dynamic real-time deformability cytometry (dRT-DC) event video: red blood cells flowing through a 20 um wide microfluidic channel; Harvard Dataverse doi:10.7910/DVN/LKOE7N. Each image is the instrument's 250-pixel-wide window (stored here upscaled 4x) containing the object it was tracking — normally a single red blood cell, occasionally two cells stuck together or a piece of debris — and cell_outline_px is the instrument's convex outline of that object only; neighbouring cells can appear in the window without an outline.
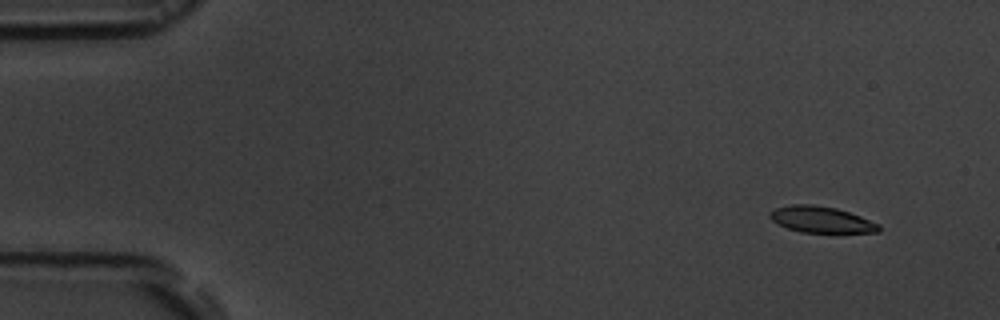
{"species": "common noctule bat (a hibernating species)", "species_latin": "Nyctalus noctula", "temperature_condition": "room temperature", "stored_images_in_passage": 52, "camera_frame_rate_fps": 3000, "um_per_image_px": 0.085, "animal": {"sex": "male", "body_mass_g": 19.5, "forearm_length_mm": 54.6}, "frame": {"image": 1, "passage_image": 1, "time_ms": 0.0, "image_size_px": [1000, 320], "cell_outline_px": [[880, 232], [800, 232], [788, 228], [772, 220], [768, 216], [768, 212], [776, 208], [792, 204], [812, 204], [836, 208], [860, 216], [880, 224]], "centroid_in_image_um": [69.79, 18.65], "position_along_channel_um": 15.2, "area_um2": 16.53}}
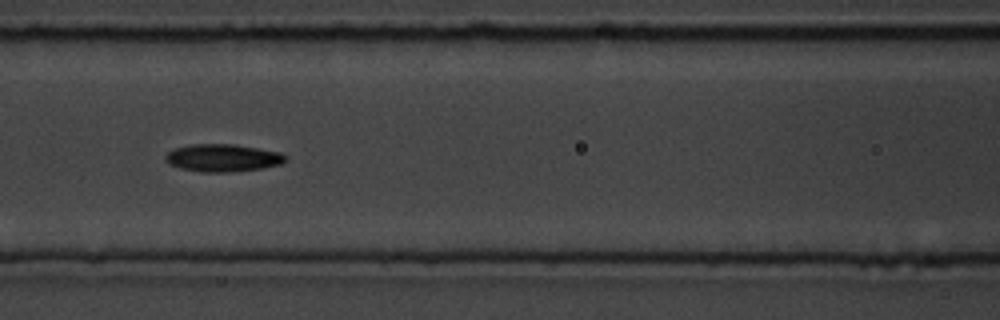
{"frame": {"image": 2, "passage_image": 21, "time_ms": 6.667, "image_size_px": [1000, 320], "cell_outline_px": [[288, 160], [280, 164], [264, 168], [228, 172], [200, 172], [180, 168], [168, 164], [164, 160], [164, 156], [168, 152], [176, 148], [192, 144], [236, 144], [280, 152], [288, 156]], "centroid_in_image_um": [18.95, 13.42], "position_along_channel_um": 147.7, "area_um2": 19.48}}
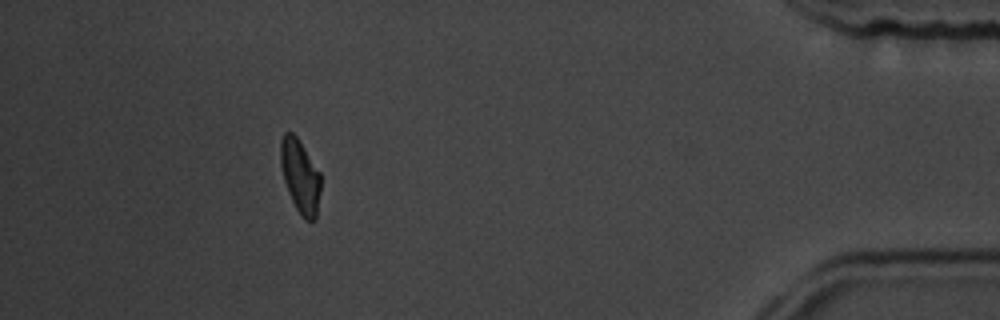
{"frame": {"image": 3, "passage_image": 47, "time_ms": 15.333, "image_size_px": [1000, 320], "cell_outline_px": [[320, 192], [316, 220], [304, 220], [296, 208], [288, 192], [284, 180], [280, 164], [280, 140], [284, 132], [292, 132], [296, 136], [320, 172]], "centroid_in_image_um": [25.51, 14.98], "position_along_channel_um": 409.7, "area_um2": 17.17}, "authors_computed_cell_mechanics": {"area_um2": 18.3515, "velocity_mm_per_s": 3.6699, "shape_relaxation_time_tau1_ms": 4.2137, "shape_relaxation_time_tau2_ms": 5.6148, "deformation_change_tau1": 0.1396, "deformation_change_tau2": 0.1216}}